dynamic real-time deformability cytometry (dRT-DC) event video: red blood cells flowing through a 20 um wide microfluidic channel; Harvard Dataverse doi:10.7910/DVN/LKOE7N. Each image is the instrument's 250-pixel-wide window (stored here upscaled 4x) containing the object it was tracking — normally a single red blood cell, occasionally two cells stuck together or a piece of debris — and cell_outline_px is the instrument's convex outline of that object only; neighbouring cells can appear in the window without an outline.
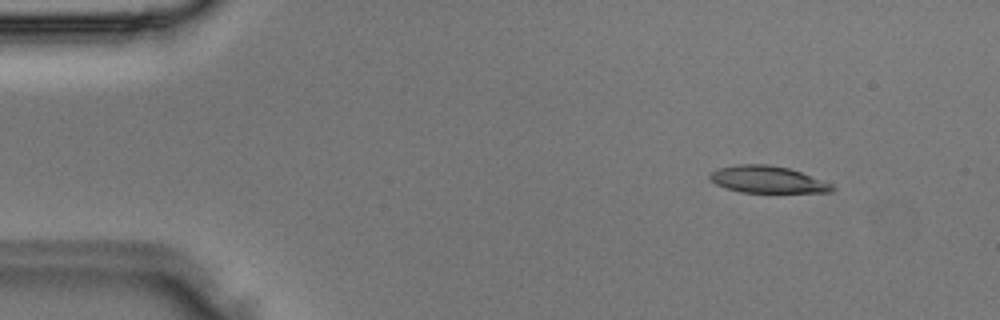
{"species": "Egyptian fruit bat (a non-hibernating species)", "species_latin": "Rousettus aegyptiacus", "temperature_condition": "room temperature", "stored_images_in_passage": 4, "camera_frame_rate_fps": 3000, "um_per_image_px": 0.085, "animal": {"sex": "male"}, "frame": {"image": 1, "passage_image": 1, "time_ms": 0.0, "image_size_px": [1000, 320], "cell_outline_px": [[836, 188], [832, 192], [740, 192], [716, 184], [708, 176], [716, 168], [736, 164], [768, 164], [788, 168], [800, 172], [832, 184]], "centroid_in_image_um": [65.22, 15.25], "position_along_channel_um": 19.8, "area_um2": 19.02}}